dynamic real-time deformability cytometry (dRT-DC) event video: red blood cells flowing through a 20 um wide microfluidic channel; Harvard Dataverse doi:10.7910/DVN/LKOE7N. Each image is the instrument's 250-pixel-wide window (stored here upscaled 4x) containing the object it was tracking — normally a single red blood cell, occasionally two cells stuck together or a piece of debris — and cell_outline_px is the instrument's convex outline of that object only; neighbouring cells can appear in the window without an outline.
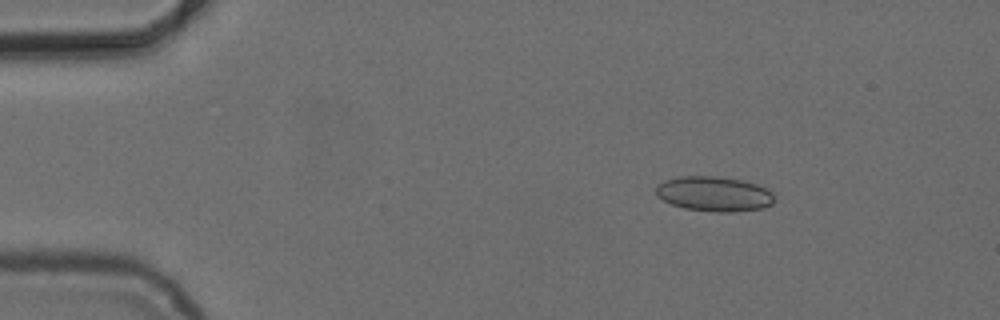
{"species": "common noctule bat (a hibernating species)", "species_latin": "Nyctalus noctula", "temperature_condition": "cold", "stored_images_in_passage": 5, "camera_frame_rate_fps": 3000, "um_per_image_px": 0.085, "animal": {"sex": "female", "body_mass_g": 24.6, "forearm_length_mm": 56.2}, "frame": {"image": 1, "passage_image": 2, "time_ms": 1.333, "image_size_px": [1000, 320], "cell_outline_px": [[772, 204], [764, 208], [732, 212], [716, 212], [684, 208], [672, 204], [656, 196], [656, 188], [664, 180], [680, 176], [716, 176], [740, 180], [756, 184], [772, 192]], "centroid_in_image_um": [60.68, 16.48], "position_along_channel_um": 24.3, "area_um2": 23.87}}
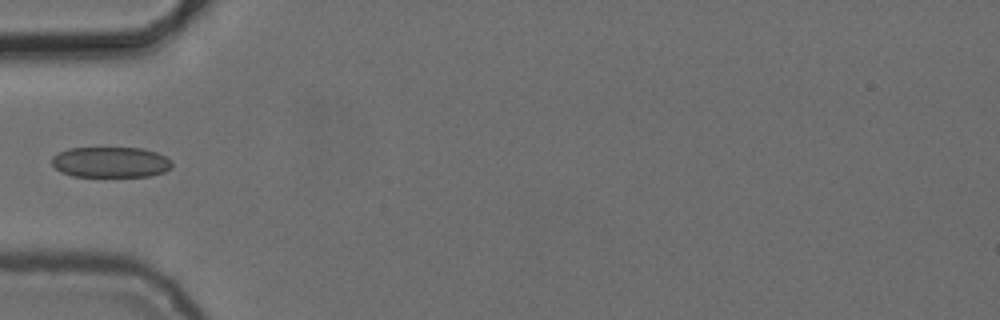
{"frame": {"image": 2, "passage_image": 5, "time_ms": 4.667, "image_size_px": [1000, 320], "cell_outline_px": [[172, 168], [164, 172], [148, 176], [72, 176], [60, 172], [52, 164], [52, 156], [68, 148], [144, 148], [156, 152], [172, 160]], "centroid_in_image_um": [9.41, 13.78], "position_along_channel_um": 75.6, "area_um2": 21.5}}